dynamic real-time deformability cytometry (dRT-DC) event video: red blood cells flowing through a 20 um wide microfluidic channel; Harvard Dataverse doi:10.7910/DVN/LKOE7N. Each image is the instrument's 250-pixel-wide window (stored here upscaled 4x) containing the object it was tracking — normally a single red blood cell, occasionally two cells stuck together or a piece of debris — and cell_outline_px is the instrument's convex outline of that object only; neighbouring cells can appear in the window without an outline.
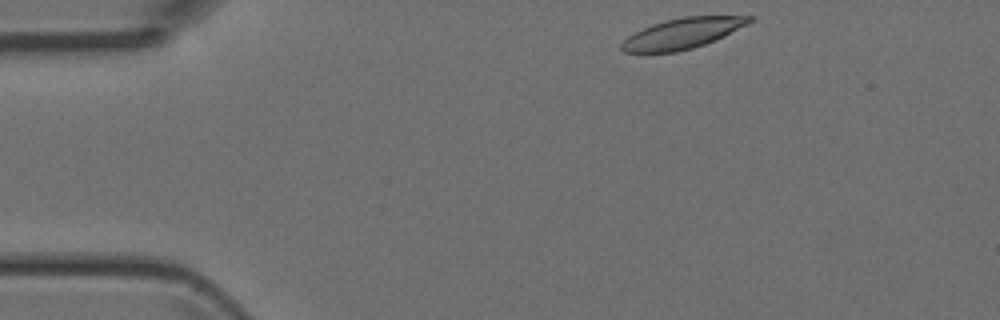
{"species": "Egyptian fruit bat (a non-hibernating species)", "species_latin": "Rousettus aegyptiacus", "temperature_condition": "room temperature", "stored_images_in_passage": 41, "camera_frame_rate_fps": 3000, "um_per_image_px": 0.085, "animal": {"sex": "female"}, "frame": {"image": 1, "passage_image": 1, "time_ms": 0.0, "image_size_px": [1000, 320], "cell_outline_px": [[756, 16], [748, 24], [724, 36], [704, 44], [692, 48], [676, 52], [624, 52], [620, 48], [620, 44], [628, 36], [652, 24], [684, 16]], "centroid_in_image_um": [58.02, 2.84], "position_along_channel_um": 27.0, "area_um2": 22.43}}
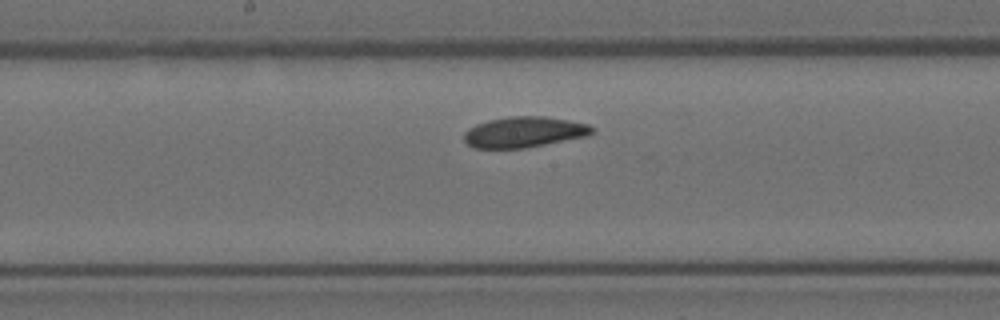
{"frame": {"image": 2, "passage_image": 18, "time_ms": 5.667, "image_size_px": [1000, 320], "cell_outline_px": [[596, 132], [588, 136], [524, 148], [476, 148], [468, 144], [464, 140], [464, 132], [468, 128], [476, 124], [488, 120], [508, 116], [544, 116], [568, 120], [588, 124]], "centroid_in_image_um": [44.55, 11.22], "position_along_channel_um": 203.7, "area_um2": 22.95}}
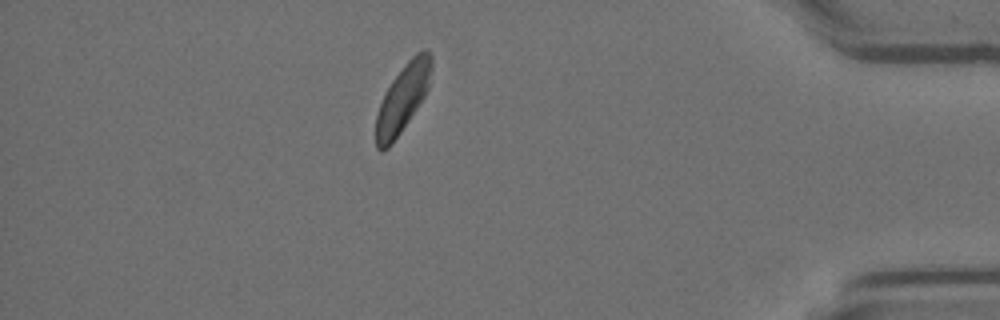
{"frame": {"image": 3, "passage_image": 35, "time_ms": 11.333, "image_size_px": [1000, 320], "cell_outline_px": [[432, 68], [428, 88], [424, 96], [392, 144], [388, 148], [380, 152], [376, 148], [376, 116], [380, 104], [392, 80], [404, 64], [416, 52], [424, 48], [428, 48], [432, 56]], "centroid_in_image_um": [34.24, 8.32], "position_along_channel_um": 401.0, "area_um2": 21.68}}